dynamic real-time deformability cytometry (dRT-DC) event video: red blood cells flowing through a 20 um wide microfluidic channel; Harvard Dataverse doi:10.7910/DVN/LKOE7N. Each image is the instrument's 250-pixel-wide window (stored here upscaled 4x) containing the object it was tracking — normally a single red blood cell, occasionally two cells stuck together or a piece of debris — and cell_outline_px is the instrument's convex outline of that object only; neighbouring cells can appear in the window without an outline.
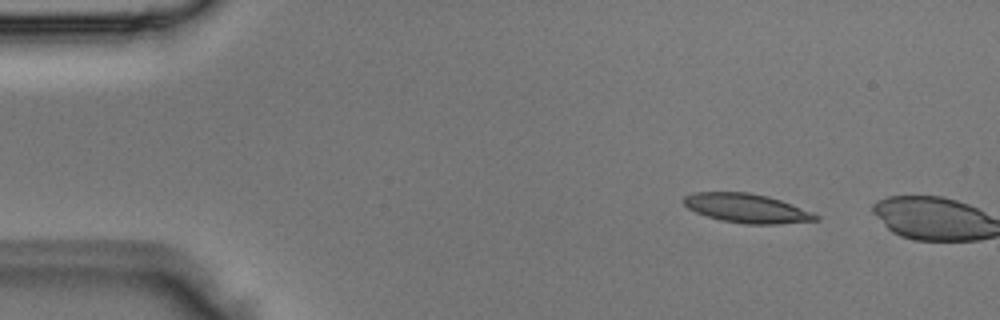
{"species": "Egyptian fruit bat (a non-hibernating species)", "species_latin": "Rousettus aegyptiacus", "temperature_condition": "room temperature", "stored_images_in_passage": 2, "camera_frame_rate_fps": 3000, "um_per_image_px": 0.085, "animal": {"sex": "male"}, "frame": {"image": 1, "passage_image": 1, "time_ms": 0.0, "image_size_px": [1000, 320], "cell_outline_px": [[820, 220], [776, 224], [744, 224], [720, 220], [696, 212], [688, 208], [680, 200], [684, 196], [696, 192], [748, 192], [768, 196], [780, 200], [812, 212], [820, 216]], "centroid_in_image_um": [63.46, 17.7], "position_along_channel_um": 21.5, "area_um2": 22.37}}